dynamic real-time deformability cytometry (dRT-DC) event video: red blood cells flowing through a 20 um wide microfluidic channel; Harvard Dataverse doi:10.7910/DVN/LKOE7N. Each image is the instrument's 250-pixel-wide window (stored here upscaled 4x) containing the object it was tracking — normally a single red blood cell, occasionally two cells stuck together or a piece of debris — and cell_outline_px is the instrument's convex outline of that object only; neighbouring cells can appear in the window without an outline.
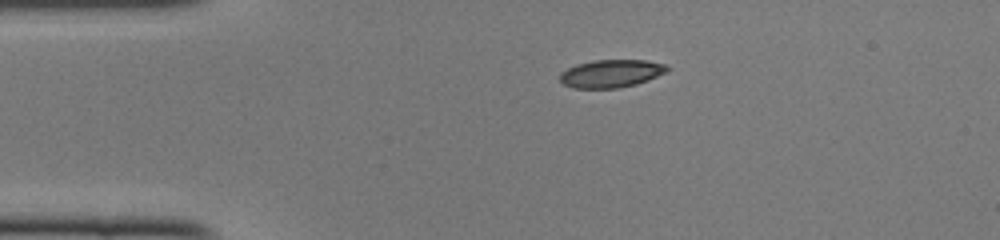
{"species": "common noctule bat (a hibernating species)", "species_latin": "Nyctalus noctula", "temperature_condition": "cold", "stored_images_in_passage": 40, "camera_frame_rate_fps": 3000, "um_per_image_px": 0.085, "animal": {"sex": "female", "body_mass_g": 22.0, "forearm_length_mm": 56.7}, "frame": {"image": 1, "passage_image": 1, "time_ms": 0.0, "image_size_px": [1000, 240], "cell_outline_px": [[668, 72], [648, 80], [636, 84], [616, 88], [572, 88], [564, 84], [560, 80], [560, 72], [576, 64], [592, 60], [648, 60], [664, 64], [668, 68]], "centroid_in_image_um": [51.94, 6.24], "position_along_channel_um": 33.1, "area_um2": 17.46}}
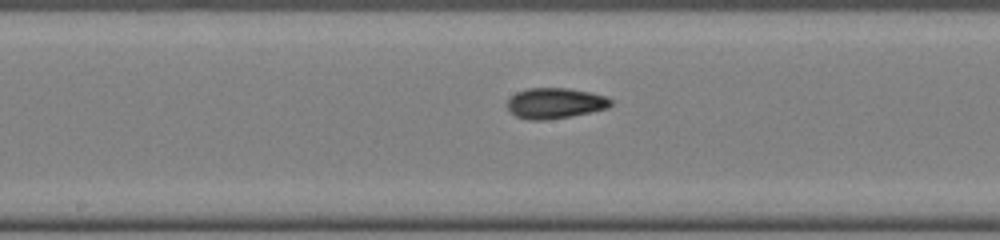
{"frame": {"image": 2, "passage_image": 16, "time_ms": 5.0, "image_size_px": [1000, 240], "cell_outline_px": [[612, 104], [608, 108], [568, 116], [544, 120], [528, 120], [516, 116], [508, 112], [504, 104], [516, 92], [528, 88], [568, 88], [592, 92], [608, 96], [612, 100]], "centroid_in_image_um": [47.14, 8.76], "position_along_channel_um": 201.1, "area_um2": 18.67}}
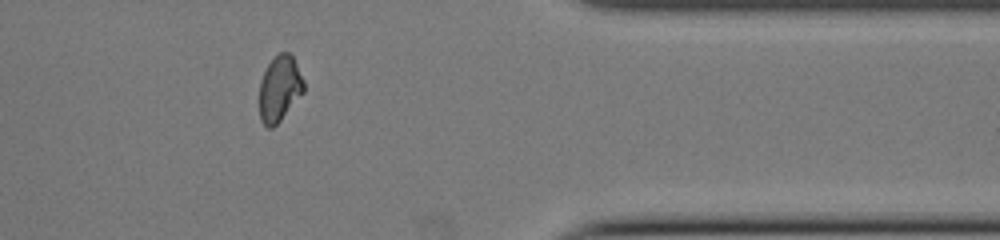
{"frame": {"image": 3, "passage_image": 31, "time_ms": 10.0, "image_size_px": [1000, 240], "cell_outline_px": [[304, 92], [280, 120], [272, 128], [268, 128], [260, 120], [260, 80], [268, 64], [280, 52], [288, 52], [292, 56], [304, 80]], "centroid_in_image_um": [23.76, 7.54], "position_along_channel_um": 387.6, "area_um2": 16.76}, "authors_computed_cell_mechanics": {"area_um2": 17.7157, "velocity_mm_per_s": 4.1216, "shape_relaxation_time_tau1_ms": 8.6873, "shape_relaxation_time_tau2_ms": 1.8737, "deformation_change_tau1": 0.1766, "deformation_change_tau2": 0.0721}}